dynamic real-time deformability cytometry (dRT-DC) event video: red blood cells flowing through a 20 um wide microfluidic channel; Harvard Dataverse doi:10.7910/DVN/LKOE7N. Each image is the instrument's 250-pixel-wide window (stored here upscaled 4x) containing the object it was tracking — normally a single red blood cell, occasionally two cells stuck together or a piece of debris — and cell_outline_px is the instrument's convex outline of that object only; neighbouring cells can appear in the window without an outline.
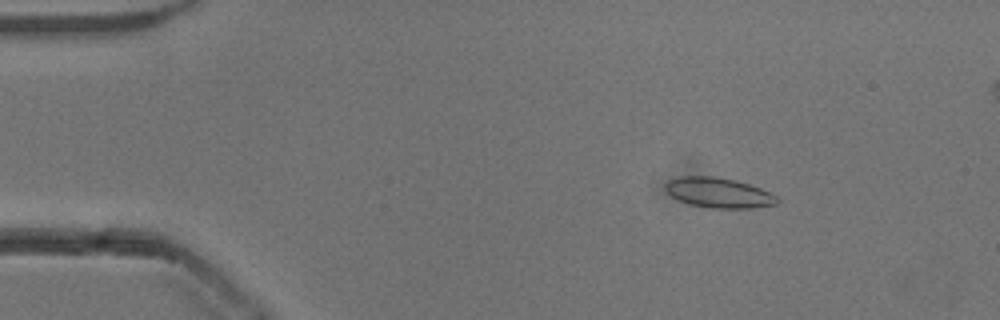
{"species": "common noctule bat (a hibernating species)", "species_latin": "Nyctalus noctula", "temperature_condition": "cold", "stored_images_in_passage": 54, "camera_frame_rate_fps": 3000, "um_per_image_px": 0.085, "animal": {"sex": "male", "body_mass_g": 13.3}, "frame": {"image": 1, "passage_image": 8, "time_ms": 2.333, "image_size_px": [1000, 320], "cell_outline_px": [[780, 200], [776, 204], [752, 208], [708, 208], [688, 204], [676, 200], [664, 188], [664, 184], [668, 180], [680, 176], [716, 176], [736, 180], [760, 188], [776, 196]], "centroid_in_image_um": [61.04, 16.38], "position_along_channel_um": 24.0, "area_um2": 19.77}}
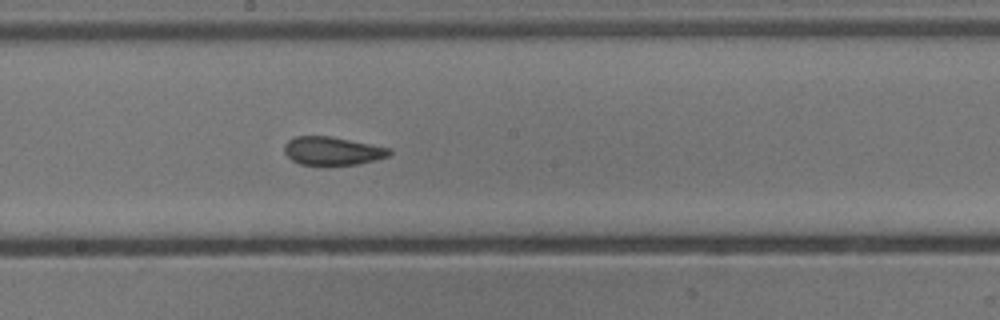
{"frame": {"image": 2, "passage_image": 29, "time_ms": 9.333, "image_size_px": [1000, 320], "cell_outline_px": [[392, 152], [388, 156], [356, 164], [300, 164], [292, 160], [284, 152], [284, 144], [288, 140], [296, 136], [328, 136], [392, 148]], "centroid_in_image_um": [28.23, 12.81], "position_along_channel_um": 220.0, "area_um2": 16.99}}
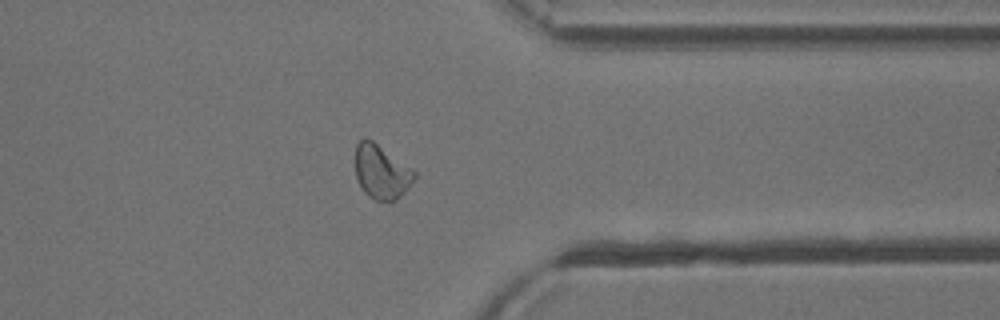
{"frame": {"image": 3, "passage_image": 42, "time_ms": 13.667, "image_size_px": [1000, 320], "cell_outline_px": [[416, 176], [404, 192], [396, 200], [376, 200], [368, 196], [364, 192], [356, 176], [356, 144], [364, 136], [372, 140], [416, 172]], "centroid_in_image_um": [32.4, 14.59], "position_along_channel_um": 379.0, "area_um2": 18.21}, "authors_computed_cell_mechanics": {"area_um2": 18.785, "velocity_mm_per_s": 3.8579, "shape_relaxation_time_tau1_ms": null, "shape_relaxation_time_tau2_ms": 2.0076, "deformation_change_tau1": null, "deformation_change_tau2": 0.0662}}